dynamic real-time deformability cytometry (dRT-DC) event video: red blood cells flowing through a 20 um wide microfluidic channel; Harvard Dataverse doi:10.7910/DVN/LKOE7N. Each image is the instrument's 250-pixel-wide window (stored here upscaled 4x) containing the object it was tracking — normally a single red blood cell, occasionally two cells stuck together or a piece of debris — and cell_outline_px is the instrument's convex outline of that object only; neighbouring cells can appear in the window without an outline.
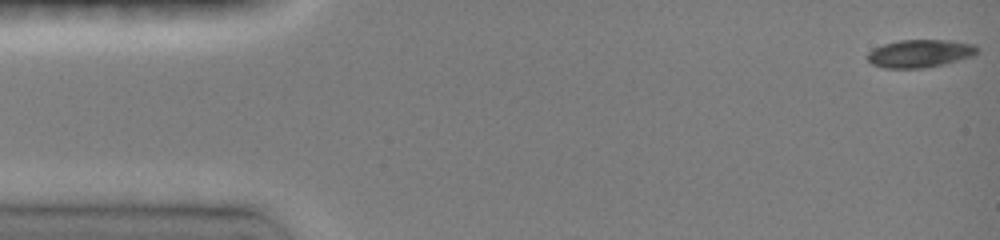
{"species": "common noctule bat (a hibernating species)", "species_latin": "Nyctalus noctula", "temperature_condition": "room temperature", "stored_images_in_passage": 11, "camera_frame_rate_fps": 3000, "um_per_image_px": 0.085, "animal": {"sex": "female", "body_mass_g": 19.0, "forearm_length_mm": 51.5}, "frame": {"image": 1, "passage_image": 1, "time_ms": 0.0, "image_size_px": [1000, 240], "cell_outline_px": [[980, 52], [972, 56], [944, 64], [924, 68], [884, 68], [872, 64], [864, 56], [868, 52], [884, 44], [900, 40], [948, 40], [976, 44], [980, 48]], "centroid_in_image_um": [78.22, 4.54], "position_along_channel_um": 6.8, "area_um2": 17.98}}
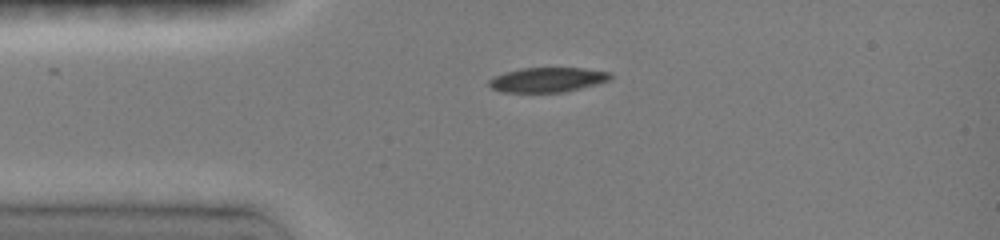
{"frame": {"image": 2, "passage_image": 7, "time_ms": 3.333, "image_size_px": [1000, 240], "cell_outline_px": [[612, 76], [608, 80], [596, 84], [564, 92], [504, 92], [492, 88], [488, 84], [488, 80], [492, 76], [504, 72], [520, 68], [584, 68], [612, 72]], "centroid_in_image_um": [46.51, 6.77], "position_along_channel_um": 38.5, "area_um2": 17.51}}